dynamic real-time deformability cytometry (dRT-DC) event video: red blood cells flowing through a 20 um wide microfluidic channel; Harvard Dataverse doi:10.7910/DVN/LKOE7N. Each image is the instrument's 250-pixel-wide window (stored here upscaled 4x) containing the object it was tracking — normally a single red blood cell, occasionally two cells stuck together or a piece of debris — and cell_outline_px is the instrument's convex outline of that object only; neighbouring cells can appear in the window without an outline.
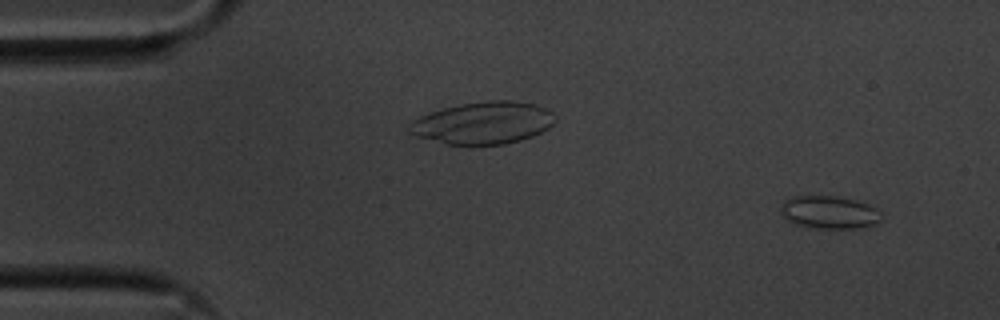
{"species": "common noctule bat (a hibernating species)", "species_latin": "Nyctalus noctula", "temperature_condition": "cold", "stored_images_in_passage": 12, "camera_frame_rate_fps": 3000, "um_per_image_px": 0.085, "animal": {"sex": "male", "body_mass_g": 20.1, "forearm_length_mm": 53.5}, "frame": {"image": 1, "passage_image": 4, "time_ms": 1.0, "image_size_px": [1000, 320], "cell_outline_px": [[880, 220], [876, 224], [864, 228], [812, 228], [796, 224], [788, 220], [780, 212], [780, 204], [784, 200], [792, 196], [836, 196], [856, 200], [868, 204], [876, 208], [880, 212]], "centroid_in_image_um": [70.48, 18.04], "position_along_channel_um": 14.5, "area_um2": 19.42}}